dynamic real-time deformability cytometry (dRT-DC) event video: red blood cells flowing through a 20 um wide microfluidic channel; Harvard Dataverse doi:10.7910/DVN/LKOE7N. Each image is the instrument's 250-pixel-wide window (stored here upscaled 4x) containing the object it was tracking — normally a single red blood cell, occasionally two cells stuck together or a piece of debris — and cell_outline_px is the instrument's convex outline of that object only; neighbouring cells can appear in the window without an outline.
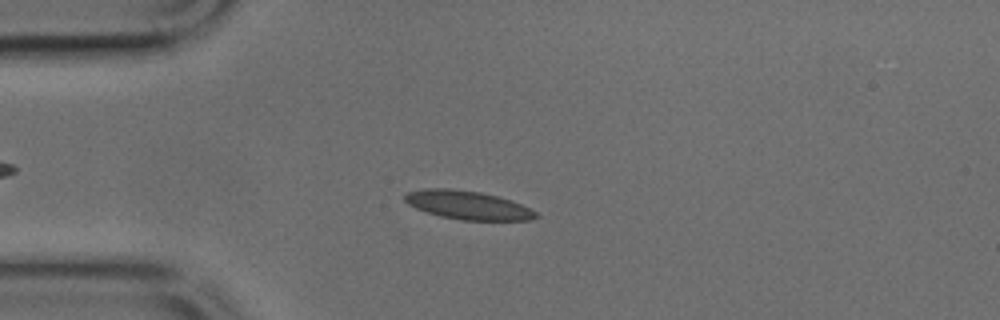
{"species": "common noctule bat (a hibernating species)", "species_latin": "Nyctalus noctula", "temperature_condition": "cold", "stored_images_in_passage": 47, "camera_frame_rate_fps": 3000, "um_per_image_px": 0.085, "animal": {"sex": "male", "body_mass_g": 17.9, "forearm_length_mm": 54.2}, "frame": {"image": 1, "passage_image": 11, "time_ms": 3.333, "image_size_px": [1000, 320], "cell_outline_px": [[540, 216], [528, 220], [460, 220], [440, 216], [416, 208], [408, 204], [404, 200], [404, 196], [408, 192], [424, 188], [452, 188], [480, 192], [512, 200], [536, 212]], "centroid_in_image_um": [39.74, 17.43], "position_along_channel_um": 45.3, "area_um2": 21.73}}
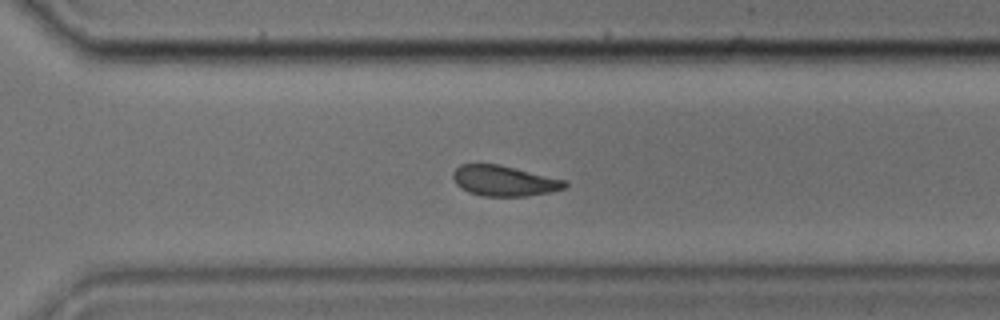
{"frame": {"image": 2, "passage_image": 33, "time_ms": 10.667, "image_size_px": [1000, 320], "cell_outline_px": [[568, 184], [564, 188], [548, 192], [528, 196], [484, 196], [468, 192], [460, 188], [456, 184], [452, 176], [452, 172], [460, 164], [500, 164], [564, 180]], "centroid_in_image_um": [42.79, 15.37], "position_along_channel_um": 327.8, "area_um2": 19.77}}
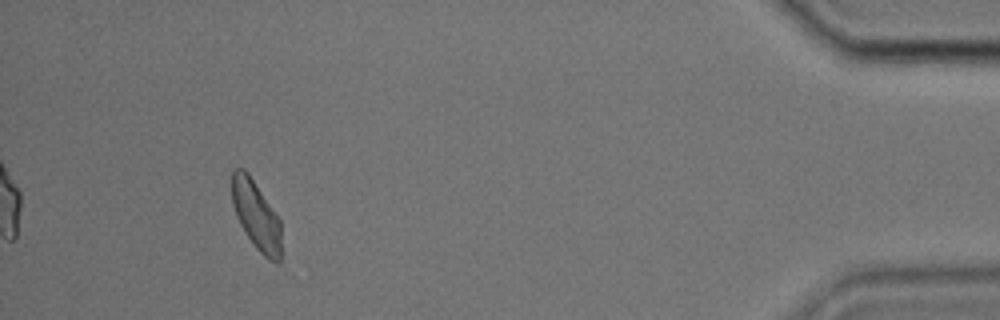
{"frame": {"image": 3, "passage_image": 44, "time_ms": 14.333, "image_size_px": [1000, 320], "cell_outline_px": [[280, 260], [276, 264], [268, 260], [256, 248], [240, 224], [236, 216], [232, 204], [232, 172], [236, 168], [244, 168], [248, 172], [280, 220]], "centroid_in_image_um": [21.76, 18.3], "position_along_channel_um": 413.4, "area_um2": 19.59}}